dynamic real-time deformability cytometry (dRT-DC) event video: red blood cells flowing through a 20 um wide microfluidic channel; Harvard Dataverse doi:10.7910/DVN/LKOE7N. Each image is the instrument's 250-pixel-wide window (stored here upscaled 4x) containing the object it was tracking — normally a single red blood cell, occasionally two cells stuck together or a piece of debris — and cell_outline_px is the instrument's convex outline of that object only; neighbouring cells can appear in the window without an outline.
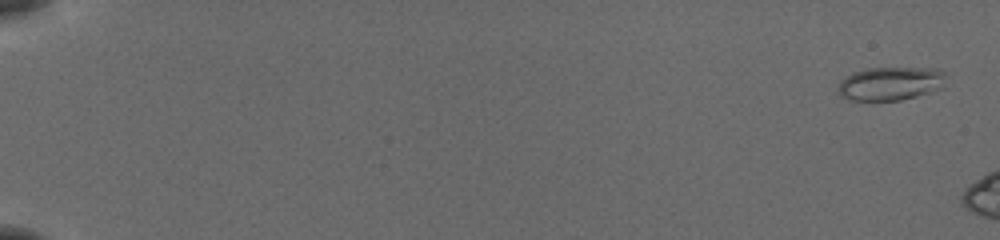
{"species": "common noctule bat (a hibernating species)", "species_latin": "Nyctalus noctula", "temperature_condition": "cold", "stored_images_in_passage": 3, "camera_frame_rate_fps": 3000, "um_per_image_px": 0.085, "animal": {"sex": "female", "body_mass_g": 19.5, "forearm_length_mm": 54.1}, "frame": {"image": 1, "passage_image": 1, "time_ms": 0.0, "image_size_px": [1000, 240], "cell_outline_px": [[944, 88], [916, 96], [900, 100], [848, 100], [840, 96], [836, 92], [836, 88], [840, 80], [852, 72], [868, 68], [940, 68], [944, 72]], "centroid_in_image_um": [75.65, 7.1], "position_along_channel_um": 9.3, "area_um2": 21.39}}